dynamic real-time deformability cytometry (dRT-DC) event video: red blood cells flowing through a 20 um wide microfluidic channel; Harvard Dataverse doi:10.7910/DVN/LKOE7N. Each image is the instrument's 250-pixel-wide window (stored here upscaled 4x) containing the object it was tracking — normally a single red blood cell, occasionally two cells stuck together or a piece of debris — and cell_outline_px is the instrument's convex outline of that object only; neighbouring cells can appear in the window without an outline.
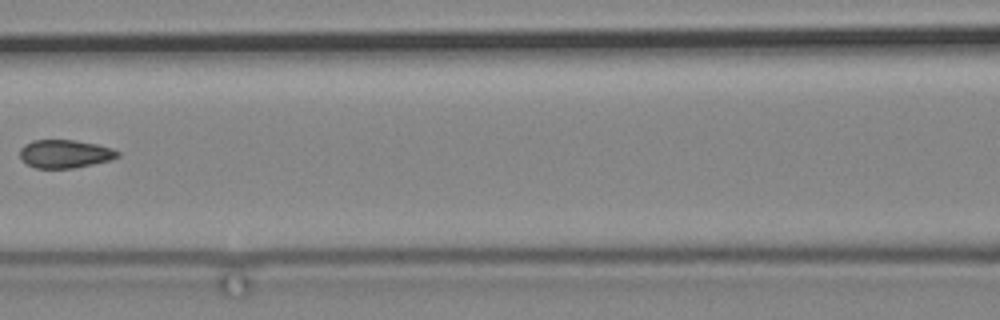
{"species": "common noctule bat (a hibernating species)", "species_latin": "Nyctalus noctula", "temperature_condition": "cold", "stored_images_in_passage": 10, "camera_frame_rate_fps": 3000, "um_per_image_px": 0.085, "animal": {"sex": "male", "body_mass_g": 19.2, "forearm_length_mm": 51.8}, "frame": {"image": 1, "passage_image": 4, "time_ms": 3.667, "image_size_px": [1000, 320], "cell_outline_px": [[120, 156], [112, 160], [76, 168], [36, 168], [20, 160], [20, 148], [24, 144], [32, 140], [72, 140], [96, 144], [112, 148], [120, 152]], "centroid_in_image_um": [5.53, 13.08], "position_along_channel_um": 161.1, "area_um2": 16.24}}
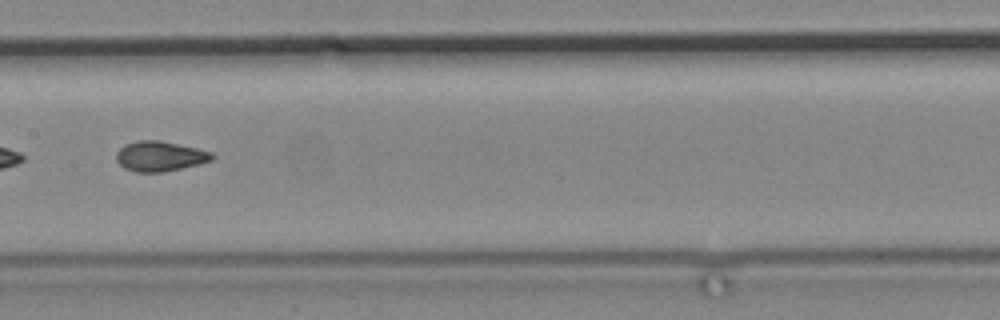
{"frame": {"image": 2, "passage_image": 5, "time_ms": 4.667, "image_size_px": [1000, 320], "cell_outline_px": [[216, 156], [212, 160], [200, 164], [160, 172], [136, 172], [124, 168], [116, 160], [116, 152], [124, 144], [136, 140], [160, 140], [196, 148], [212, 152]], "centroid_in_image_um": [13.58, 13.27], "position_along_channel_um": 193.8, "area_um2": 16.82}}
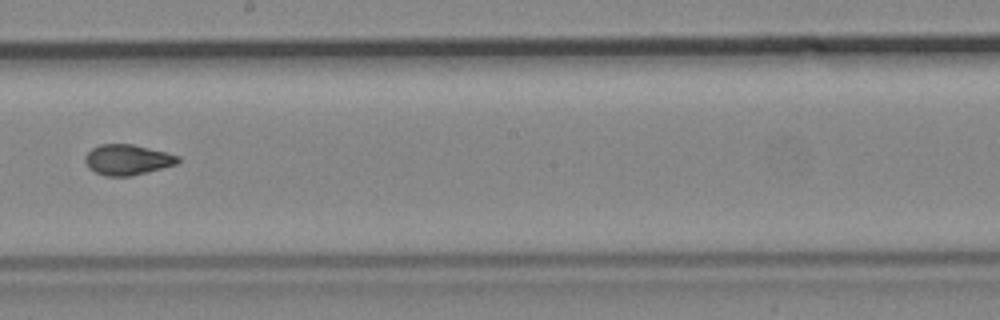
{"frame": {"image": 3, "passage_image": 6, "time_ms": 6.0, "image_size_px": [1000, 320], "cell_outline_px": [[180, 160], [176, 164], [148, 172], [132, 176], [104, 176], [88, 168], [84, 160], [84, 156], [92, 148], [100, 144], [132, 144], [180, 156]], "centroid_in_image_um": [10.8, 13.58], "position_along_channel_um": 237.4, "area_um2": 16.47}}